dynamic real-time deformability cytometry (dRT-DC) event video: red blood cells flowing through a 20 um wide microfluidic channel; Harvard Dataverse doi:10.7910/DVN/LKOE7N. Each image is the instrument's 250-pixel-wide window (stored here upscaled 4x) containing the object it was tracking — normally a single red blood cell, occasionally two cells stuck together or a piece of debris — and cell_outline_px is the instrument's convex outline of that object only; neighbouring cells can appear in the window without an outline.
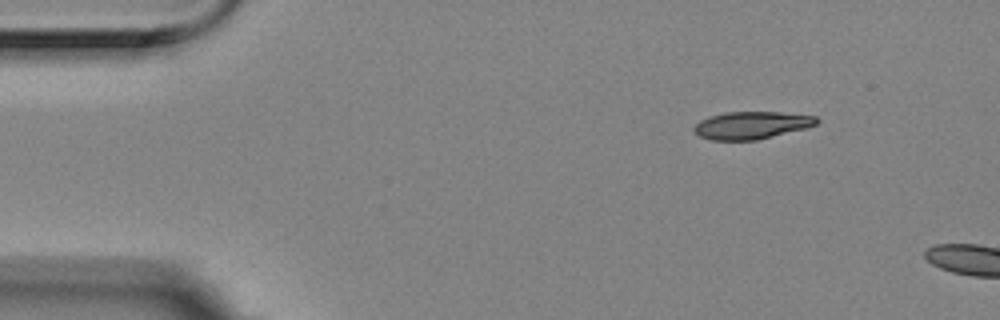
{"species": "Egyptian fruit bat (a non-hibernating species)", "species_latin": "Rousettus aegyptiacus", "temperature_condition": "room temperature", "stored_images_in_passage": 2, "camera_frame_rate_fps": 3000, "um_per_image_px": 0.085, "animal": {"sex": "female"}, "frame": {"image": 1, "passage_image": 2, "time_ms": 0.333, "image_size_px": [1000, 320], "cell_outline_px": [[820, 120], [816, 124], [804, 128], [756, 140], [712, 140], [700, 136], [692, 128], [700, 120], [708, 116], [728, 112], [780, 112], [816, 116]], "centroid_in_image_um": [63.86, 10.63], "position_along_channel_um": 21.1, "area_um2": 19.42}}